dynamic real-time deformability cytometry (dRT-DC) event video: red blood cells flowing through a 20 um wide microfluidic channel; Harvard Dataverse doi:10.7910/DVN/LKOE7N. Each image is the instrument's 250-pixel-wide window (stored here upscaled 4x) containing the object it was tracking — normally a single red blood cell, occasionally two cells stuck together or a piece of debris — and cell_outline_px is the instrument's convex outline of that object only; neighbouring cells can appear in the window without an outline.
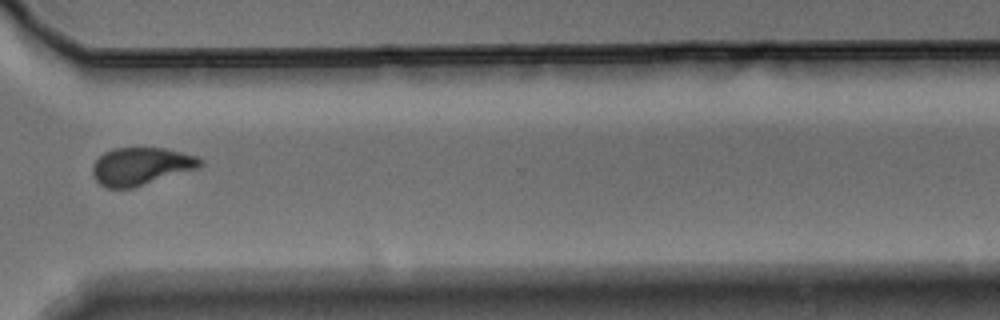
{"species": "Egyptian fruit bat (a non-hibernating species)", "species_latin": "Rousettus aegyptiacus", "temperature_condition": "warm", "stored_images_in_passage": 12, "camera_frame_rate_fps": 3000, "um_per_image_px": 0.085, "animal": {"sex": "male"}, "frame": {"image": 1, "passage_image": 9, "time_ms": 2.667, "image_size_px": [1000, 320], "cell_outline_px": [[204, 164], [200, 168], [132, 188], [108, 188], [100, 184], [92, 176], [92, 164], [104, 152], [116, 148], [164, 148], [196, 156], [204, 160]], "centroid_in_image_um": [12.0, 14.14], "position_along_channel_um": 358.6, "area_um2": 23.7}}